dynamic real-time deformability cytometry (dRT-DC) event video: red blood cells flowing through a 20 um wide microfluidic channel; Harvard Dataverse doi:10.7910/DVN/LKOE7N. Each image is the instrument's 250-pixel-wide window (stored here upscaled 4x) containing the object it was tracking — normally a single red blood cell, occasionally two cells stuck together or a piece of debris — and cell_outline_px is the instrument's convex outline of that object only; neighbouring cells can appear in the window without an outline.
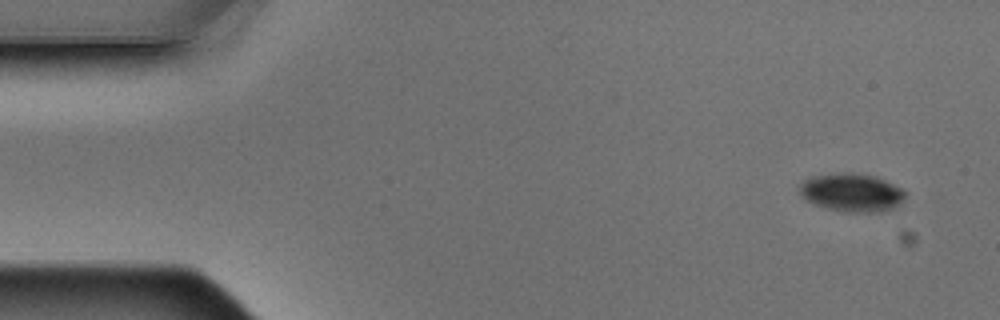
{"species": "Egyptian fruit bat (a non-hibernating species)", "species_latin": "Rousettus aegyptiacus", "temperature_condition": "warm", "stored_images_in_passage": 4, "camera_frame_rate_fps": 3000, "um_per_image_px": 0.085, "animal": {"sex": "male"}, "frame": {"image": 1, "passage_image": 1, "time_ms": 0.0, "image_size_px": [1000, 320], "cell_outline_px": [[908, 192], [904, 200], [896, 208], [880, 212], [844, 212], [812, 204], [800, 196], [800, 184], [804, 180], [812, 176], [840, 172], [852, 172], [876, 176], [904, 188]], "centroid_in_image_um": [72.45, 16.36], "position_along_channel_um": 12.6, "area_um2": 24.16}}
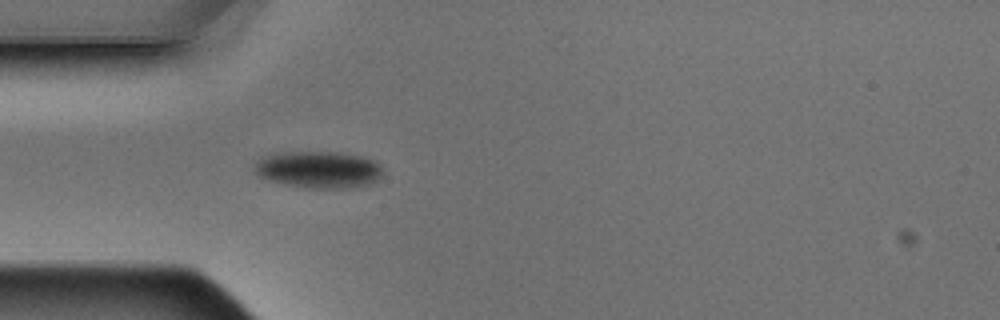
{"frame": {"image": 2, "passage_image": 4, "time_ms": 1.0, "image_size_px": [1000, 320], "cell_outline_px": [[384, 168], [380, 176], [376, 180], [368, 184], [352, 188], [308, 188], [284, 184], [268, 180], [256, 176], [252, 168], [264, 156], [284, 152], [340, 152], [360, 156], [372, 160], [380, 164]], "centroid_in_image_um": [27.07, 14.42], "position_along_channel_um": 57.9, "area_um2": 27.69}}